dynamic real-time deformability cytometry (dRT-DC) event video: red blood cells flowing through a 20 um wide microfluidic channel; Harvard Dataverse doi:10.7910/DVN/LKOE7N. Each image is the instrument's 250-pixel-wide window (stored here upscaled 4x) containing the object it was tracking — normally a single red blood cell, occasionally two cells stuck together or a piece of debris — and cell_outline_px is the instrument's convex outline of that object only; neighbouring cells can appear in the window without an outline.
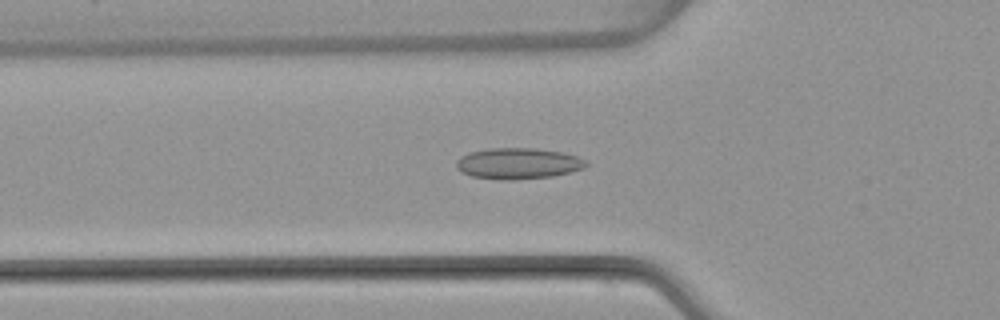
{"species": "common noctule bat (a hibernating species)", "species_latin": "Nyctalus noctula", "temperature_condition": "warm", "stored_images_in_passage": 51, "camera_frame_rate_fps": 3000, "um_per_image_px": 0.085, "animal": {"sex": "female", "body_mass_g": 22.7, "forearm_length_mm": 54.2}, "frame": {"image": 1, "passage_image": 18, "time_ms": 5.667, "image_size_px": [1000, 320], "cell_outline_px": [[588, 164], [584, 168], [552, 176], [508, 180], [500, 180], [472, 176], [460, 172], [456, 168], [456, 160], [460, 156], [468, 152], [488, 148], [536, 148], [564, 152], [576, 156], [584, 160]], "centroid_in_image_um": [43.98, 13.88], "position_along_channel_um": 81.8, "area_um2": 23.58}}
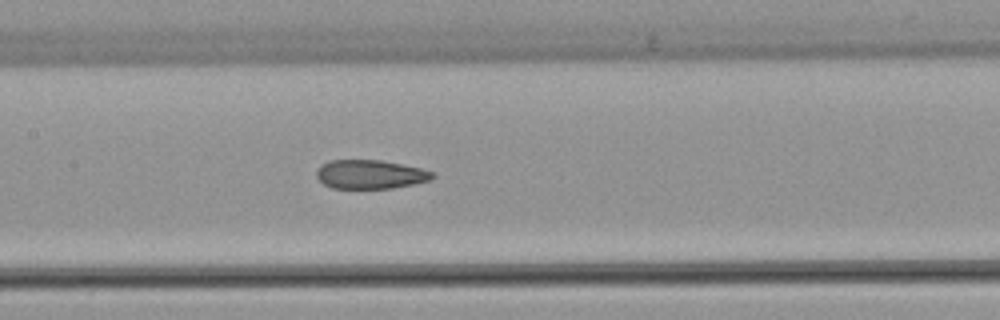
{"frame": {"image": 2, "passage_image": 25, "time_ms": 8.0, "image_size_px": [1000, 320], "cell_outline_px": [[436, 176], [428, 180], [412, 184], [392, 188], [332, 188], [324, 184], [316, 176], [316, 172], [320, 164], [328, 160], [380, 160], [420, 168], [436, 172]], "centroid_in_image_um": [31.45, 14.81], "position_along_channel_um": 175.9, "area_um2": 19.48}}
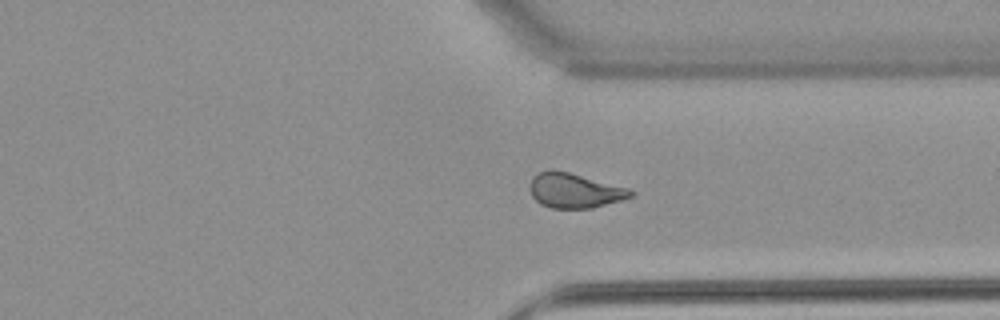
{"frame": {"image": 3, "passage_image": 39, "time_ms": 12.667, "image_size_px": [1000, 320], "cell_outline_px": [[636, 192], [632, 196], [620, 200], [592, 208], [552, 208], [540, 204], [532, 196], [532, 176], [540, 172], [568, 172], [628, 188]], "centroid_in_image_um": [48.88, 16.23], "position_along_channel_um": 362.5, "area_um2": 19.71}, "authors_computed_cell_mechanics": {"area_um2": 21.2126, "velocity_mm_per_s": 4.0029, "shape_relaxation_time_tau1_ms": null, "shape_relaxation_time_tau2_ms": 2.2823, "deformation_change_tau1": null, "deformation_change_tau2": 0.0907}}